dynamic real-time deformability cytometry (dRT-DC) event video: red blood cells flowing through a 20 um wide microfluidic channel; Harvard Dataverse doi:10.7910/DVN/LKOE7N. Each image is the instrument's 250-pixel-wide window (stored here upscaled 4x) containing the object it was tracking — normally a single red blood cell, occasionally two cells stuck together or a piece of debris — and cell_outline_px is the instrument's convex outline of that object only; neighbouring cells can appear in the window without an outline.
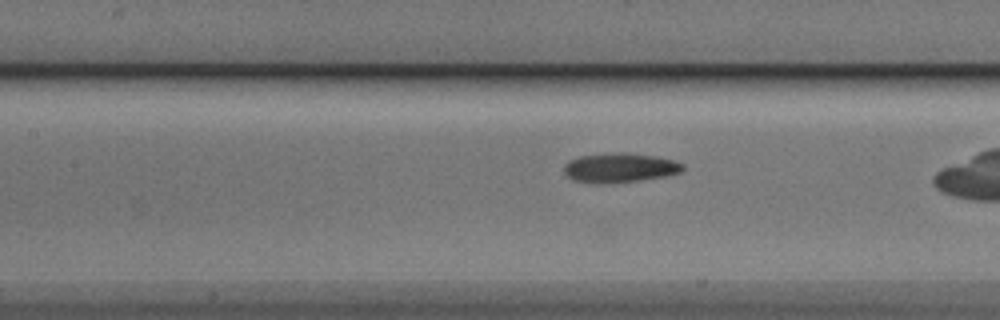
{"species": "Egyptian fruit bat (a non-hibernating species)", "species_latin": "Rousettus aegyptiacus", "temperature_condition": "cold", "stored_images_in_passage": 13, "camera_frame_rate_fps": 3000, "um_per_image_px": 0.085, "animal": {"sex": "male"}, "frame": {"image": 1, "passage_image": 10, "time_ms": 3.0, "image_size_px": [1000, 320], "cell_outline_px": [[684, 168], [680, 172], [664, 176], [640, 180], [576, 180], [568, 176], [564, 172], [564, 164], [568, 160], [580, 156], [616, 152], [628, 152], [656, 156], [672, 160], [684, 164]], "centroid_in_image_um": [52.73, 14.19], "position_along_channel_um": 154.7, "area_um2": 19.36}}